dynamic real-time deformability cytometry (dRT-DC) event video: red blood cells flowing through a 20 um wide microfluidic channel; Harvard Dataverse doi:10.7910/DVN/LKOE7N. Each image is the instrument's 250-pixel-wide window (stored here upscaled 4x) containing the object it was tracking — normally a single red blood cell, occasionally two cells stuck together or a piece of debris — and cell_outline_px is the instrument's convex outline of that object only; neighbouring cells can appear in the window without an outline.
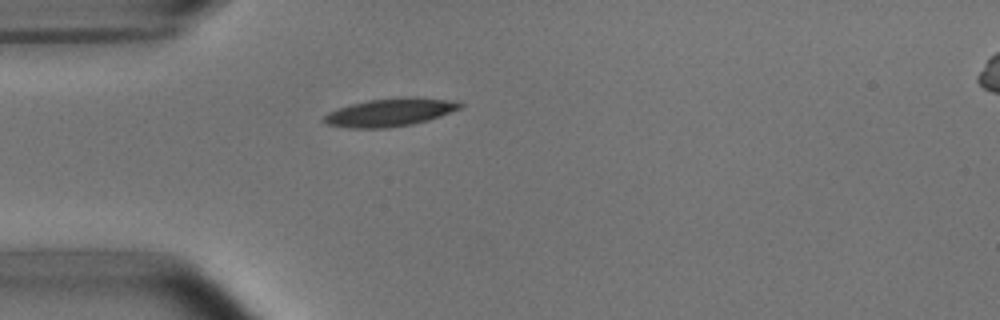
{"species": "common noctule bat (a hibernating species)", "species_latin": "Nyctalus noctula", "temperature_condition": "room temperature", "stored_images_in_passage": 1, "camera_frame_rate_fps": 3000, "um_per_image_px": 0.085, "animal": {"sex": "male", "body_mass_g": 15.6}, "frame": {"image": 1, "passage_image": 1, "time_ms": 0.0, "image_size_px": [1000, 320], "cell_outline_px": [[464, 104], [460, 108], [440, 116], [428, 120], [412, 124], [388, 128], [348, 128], [328, 124], [324, 120], [324, 116], [328, 112], [336, 108], [368, 100], [404, 96], [420, 96], [456, 100]], "centroid_in_image_um": [33.2, 9.52], "position_along_channel_um": 51.8, "area_um2": 22.48}}